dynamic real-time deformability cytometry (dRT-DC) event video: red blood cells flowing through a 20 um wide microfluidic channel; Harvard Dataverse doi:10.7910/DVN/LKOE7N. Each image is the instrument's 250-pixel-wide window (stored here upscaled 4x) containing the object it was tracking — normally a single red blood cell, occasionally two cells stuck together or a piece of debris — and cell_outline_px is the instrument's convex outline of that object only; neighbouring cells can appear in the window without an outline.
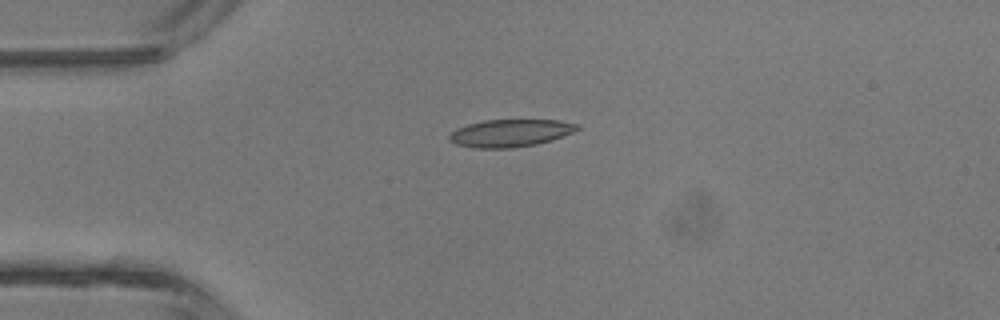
{"species": "common noctule bat (a hibernating species)", "species_latin": "Nyctalus noctula", "temperature_condition": "room temperature", "stored_images_in_passage": 2, "camera_frame_rate_fps": 3000, "um_per_image_px": 0.085, "animal": {"sex": "male", "body_mass_g": 13.3}, "frame": {"image": 1, "passage_image": 1, "time_ms": 0.0, "image_size_px": [1000, 320], "cell_outline_px": [[580, 128], [572, 132], [552, 140], [536, 144], [512, 148], [476, 148], [456, 144], [448, 140], [448, 136], [456, 128], [468, 124], [484, 120], [560, 120], [580, 124]], "centroid_in_image_um": [43.37, 11.31], "position_along_channel_um": 41.6, "area_um2": 20.52}}